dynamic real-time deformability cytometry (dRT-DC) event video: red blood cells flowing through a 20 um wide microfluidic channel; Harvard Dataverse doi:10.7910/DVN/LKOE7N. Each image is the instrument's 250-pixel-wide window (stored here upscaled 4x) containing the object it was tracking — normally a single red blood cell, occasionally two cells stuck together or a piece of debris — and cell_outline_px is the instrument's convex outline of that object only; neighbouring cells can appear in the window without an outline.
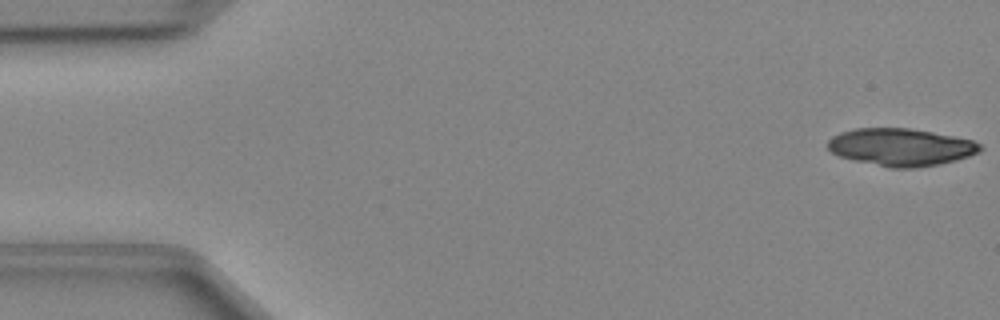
{"species": "Egyptian fruit bat (a non-hibernating species)", "species_latin": "Rousettus aegyptiacus", "temperature_condition": "cold", "stored_images_in_passage": 47, "camera_frame_rate_fps": 3000, "um_per_image_px": 0.085, "animal": {"sex": "female"}, "frame": {"image": 1, "passage_image": 1, "time_ms": 0.0, "image_size_px": [1000, 320], "cell_outline_px": [[984, 148], [980, 152], [956, 160], [940, 164], [916, 168], [892, 168], [856, 160], [840, 156], [832, 152], [828, 148], [828, 140], [832, 136], [840, 132], [856, 128], [908, 128], [932, 132], [972, 140], [980, 144]], "centroid_in_image_um": [76.59, 12.5], "position_along_channel_um": 8.4, "area_um2": 33.06}}
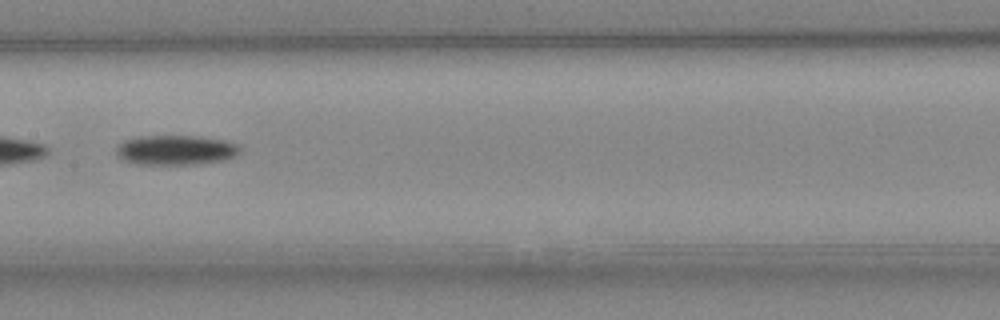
{"frame": {"image": 2, "passage_image": 24, "time_ms": 7.667, "image_size_px": [1000, 320], "cell_outline_px": [[240, 152], [236, 156], [224, 160], [192, 164], [140, 164], [124, 160], [116, 152], [116, 148], [124, 140], [140, 136], [200, 136], [224, 140], [240, 144]], "centroid_in_image_um": [14.99, 12.74], "position_along_channel_um": 192.4, "area_um2": 21.39}}
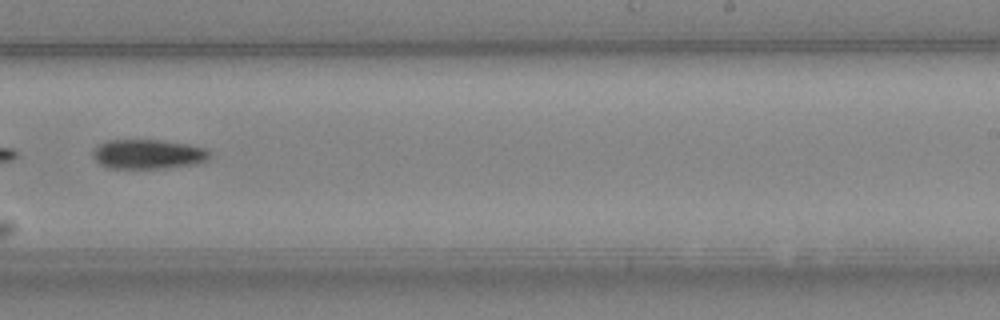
{"frame": {"image": 3, "passage_image": 30, "time_ms": 9.667, "image_size_px": [1000, 320], "cell_outline_px": [[212, 156], [208, 160], [200, 164], [164, 168], [108, 168], [100, 164], [92, 156], [92, 152], [100, 144], [108, 140], [160, 140], [188, 144], [208, 148], [212, 152]], "centroid_in_image_um": [12.68, 13.11], "position_along_channel_um": 276.3, "area_um2": 20.4}}